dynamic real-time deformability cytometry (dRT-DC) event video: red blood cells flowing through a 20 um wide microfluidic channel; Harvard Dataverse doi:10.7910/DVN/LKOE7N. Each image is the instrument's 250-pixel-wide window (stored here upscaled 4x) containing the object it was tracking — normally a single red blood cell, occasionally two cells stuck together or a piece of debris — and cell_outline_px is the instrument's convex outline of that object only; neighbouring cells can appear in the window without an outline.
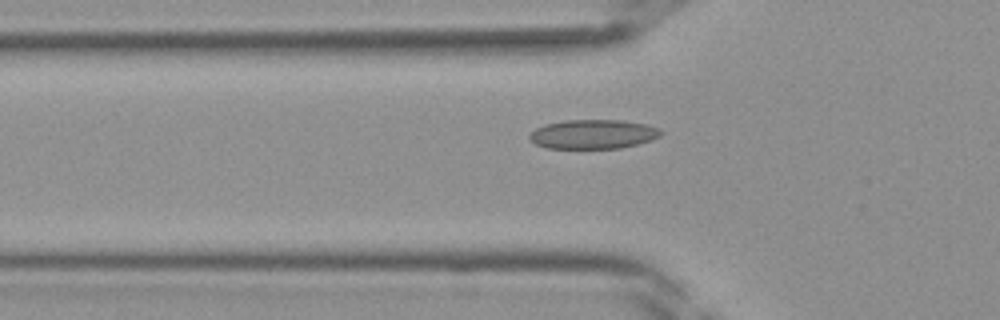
{"species": "Egyptian fruit bat (a non-hibernating species)", "species_latin": "Rousettus aegyptiacus", "temperature_condition": "room temperature", "stored_images_in_passage": 30, "camera_frame_rate_fps": 3000, "um_per_image_px": 0.085, "frame": {"image": 1, "passage_image": 5, "time_ms": 1.333, "image_size_px": [1000, 320], "cell_outline_px": [[664, 132], [660, 136], [652, 140], [620, 148], [548, 148], [536, 144], [528, 136], [536, 128], [544, 124], [564, 120], [620, 120], [648, 124], [660, 128]], "centroid_in_image_um": [50.46, 11.39], "position_along_channel_um": 75.3, "area_um2": 22.43}}
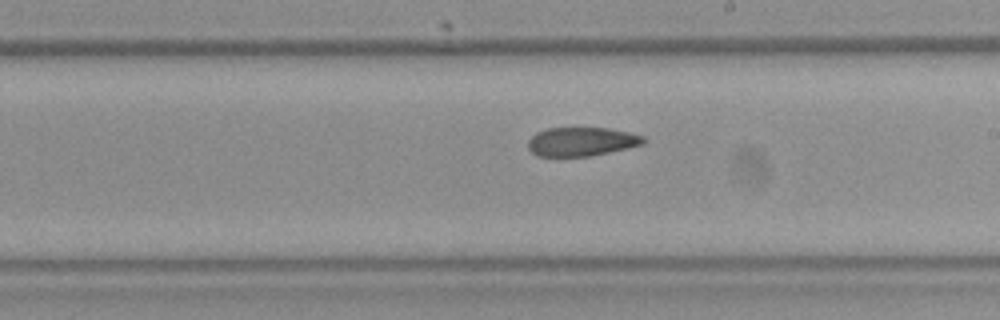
{"frame": {"image": 2, "passage_image": 15, "time_ms": 4.667, "image_size_px": [1000, 320], "cell_outline_px": [[644, 144], [628, 148], [592, 156], [536, 156], [528, 148], [528, 140], [536, 132], [548, 128], [608, 128], [628, 132], [644, 136]], "centroid_in_image_um": [49.42, 12.04], "position_along_channel_um": 239.6, "area_um2": 19.42}}
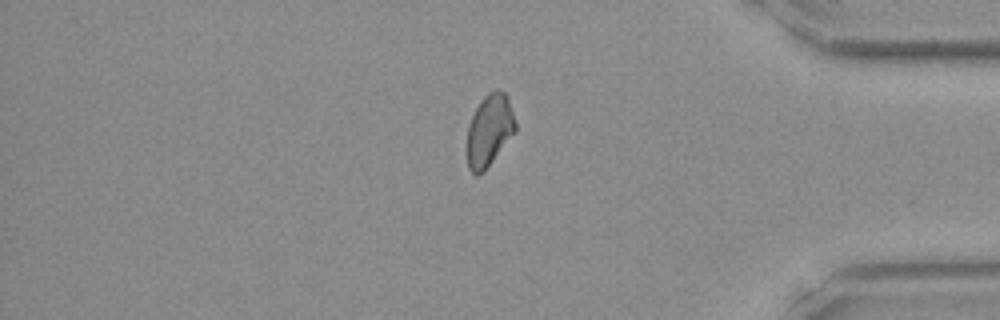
{"frame": {"image": 3, "passage_image": 26, "time_ms": 8.333, "image_size_px": [1000, 320], "cell_outline_px": [[516, 132], [484, 172], [476, 176], [468, 168], [468, 124], [480, 100], [488, 92], [496, 88], [504, 92], [508, 96], [516, 124]], "centroid_in_image_um": [41.61, 11.07], "position_along_channel_um": 393.6, "area_um2": 20.4}}